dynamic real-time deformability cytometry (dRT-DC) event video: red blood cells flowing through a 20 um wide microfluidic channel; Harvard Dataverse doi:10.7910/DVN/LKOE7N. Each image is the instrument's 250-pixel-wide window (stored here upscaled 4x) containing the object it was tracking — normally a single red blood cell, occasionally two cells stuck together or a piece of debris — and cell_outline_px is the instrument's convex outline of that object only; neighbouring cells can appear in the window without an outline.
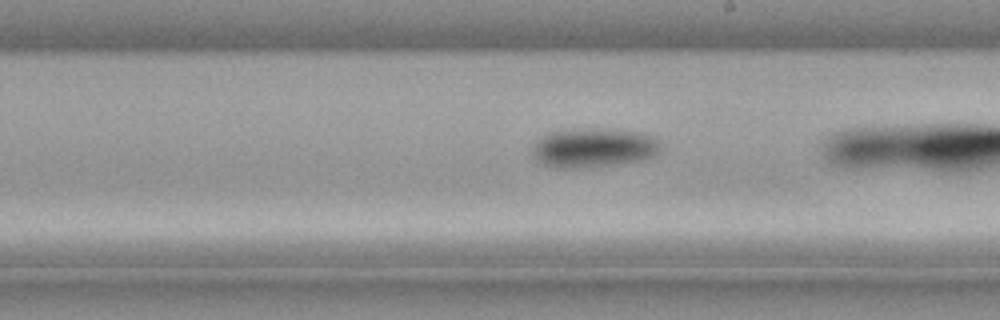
{"species": "common noctule bat (a hibernating species)", "species_latin": "Nyctalus noctula", "temperature_condition": "cold", "stored_images_in_passage": 24, "camera_frame_rate_fps": 3000, "um_per_image_px": 0.085, "animal": {"sex": "male", "body_mass_g": 21.5, "forearm_length_mm": 52.0}, "frame": {"image": 1, "passage_image": 14, "time_ms": 4.333, "image_size_px": [1000, 320], "cell_outline_px": [[664, 152], [656, 156], [644, 160], [612, 164], [572, 168], [556, 168], [544, 164], [536, 160], [532, 152], [532, 144], [536, 140], [548, 132], [572, 128], [608, 128], [640, 132], [656, 136], [660, 140]], "centroid_in_image_um": [50.52, 12.53], "position_along_channel_um": 238.5, "area_um2": 30.23}}